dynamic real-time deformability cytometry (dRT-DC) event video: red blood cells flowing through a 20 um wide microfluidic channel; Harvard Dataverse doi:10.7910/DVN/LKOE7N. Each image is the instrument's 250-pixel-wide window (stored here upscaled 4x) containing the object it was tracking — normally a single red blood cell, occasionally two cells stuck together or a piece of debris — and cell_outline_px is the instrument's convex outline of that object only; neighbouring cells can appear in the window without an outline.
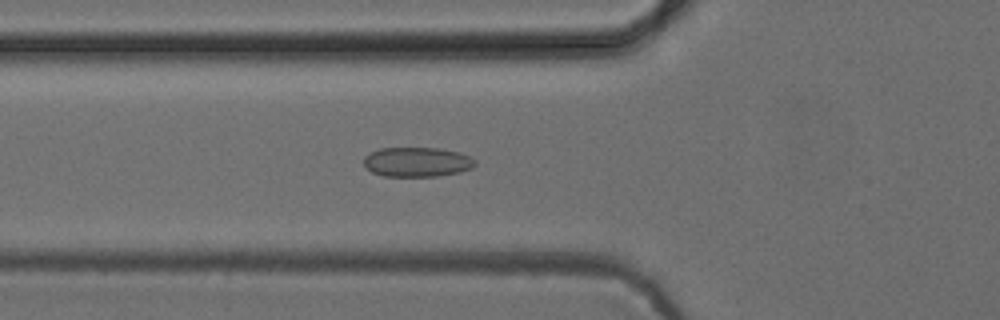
{"species": "common noctule bat (a hibernating species)", "species_latin": "Nyctalus noctula", "temperature_condition": "cold", "stored_images_in_passage": 51, "camera_frame_rate_fps": 3000, "um_per_image_px": 0.085, "animal": {"sex": "female", "body_mass_g": 24.6, "forearm_length_mm": 56.2}, "frame": {"image": 1, "passage_image": 18, "time_ms": 5.667, "image_size_px": [1000, 320], "cell_outline_px": [[476, 164], [472, 168], [460, 172], [436, 176], [384, 176], [372, 172], [364, 168], [364, 156], [380, 148], [440, 148], [460, 152], [476, 160]], "centroid_in_image_um": [35.45, 13.77], "position_along_channel_um": 90.4, "area_um2": 19.31}}
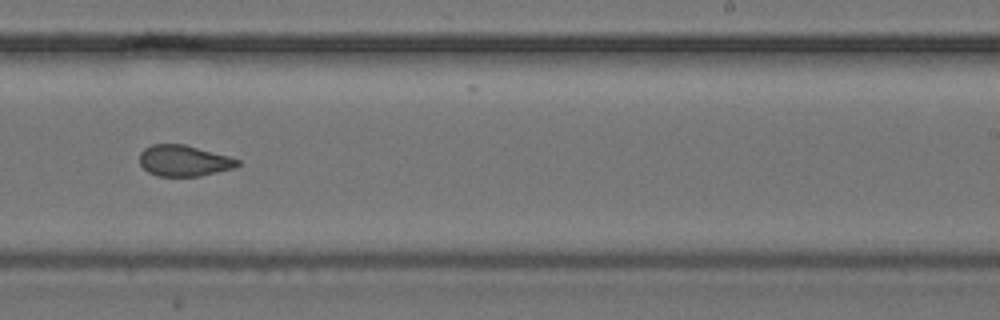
{"frame": {"image": 2, "passage_image": 32, "time_ms": 10.333, "image_size_px": [1000, 320], "cell_outline_px": [[240, 164], [236, 168], [200, 176], [156, 176], [148, 172], [140, 164], [140, 152], [144, 148], [152, 144], [184, 144], [228, 156], [240, 160]], "centroid_in_image_um": [15.63, 13.66], "position_along_channel_um": 273.4, "area_um2": 17.8}}
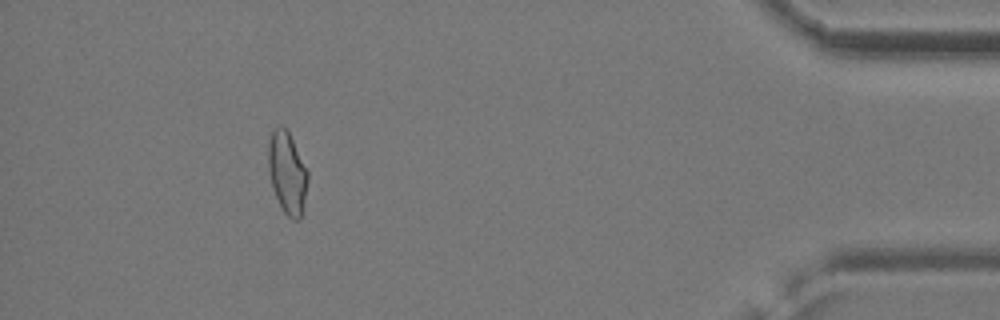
{"frame": {"image": 3, "passage_image": 47, "time_ms": 15.333, "image_size_px": [1000, 320], "cell_outline_px": [[308, 180], [300, 220], [292, 220], [284, 212], [272, 188], [268, 172], [268, 144], [272, 132], [276, 128], [284, 128], [288, 132], [308, 172]], "centroid_in_image_um": [24.4, 14.73], "position_along_channel_um": 410.8, "area_um2": 18.44}, "authors_computed_cell_mechanics": {"area_um2": 18.6116, "velocity_mm_per_s": 3.9196, "shape_relaxation_time_tau1_ms": null, "shape_relaxation_time_tau2_ms": 1.5407, "deformation_change_tau1": null, "deformation_change_tau2": 0.0807}}